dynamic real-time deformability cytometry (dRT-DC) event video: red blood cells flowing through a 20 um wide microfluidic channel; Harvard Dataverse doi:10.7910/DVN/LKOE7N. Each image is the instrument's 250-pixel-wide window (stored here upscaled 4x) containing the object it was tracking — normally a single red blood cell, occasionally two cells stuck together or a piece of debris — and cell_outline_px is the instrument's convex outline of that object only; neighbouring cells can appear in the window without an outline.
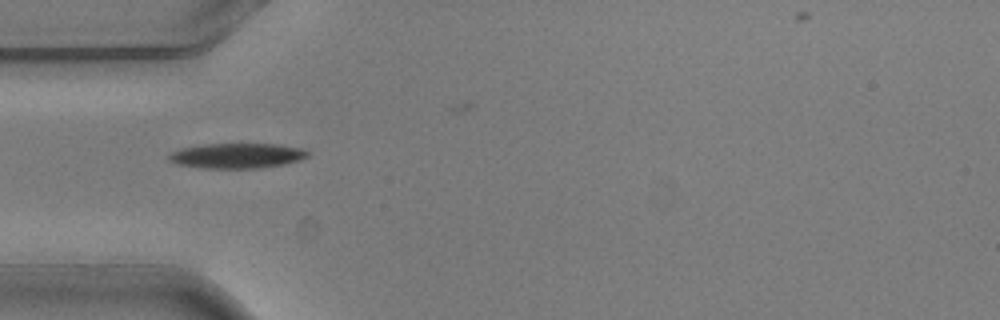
{"species": "common noctule bat (a hibernating species)", "species_latin": "Nyctalus noctula", "temperature_condition": "warm", "stored_images_in_passage": 5, "camera_frame_rate_fps": 3000, "um_per_image_px": 0.085, "animal": {"sex": "male", "body_mass_g": 20.5, "forearm_length_mm": 52.5}, "frame": {"image": 1, "passage_image": 3, "time_ms": 0.667, "image_size_px": [1000, 320], "cell_outline_px": [[308, 156], [300, 160], [284, 164], [260, 168], [200, 168], [176, 164], [168, 160], [168, 152], [180, 148], [204, 144], [280, 144], [304, 148], [308, 152]], "centroid_in_image_um": [20.11, 13.23], "position_along_channel_um": 64.9, "area_um2": 20.58}}
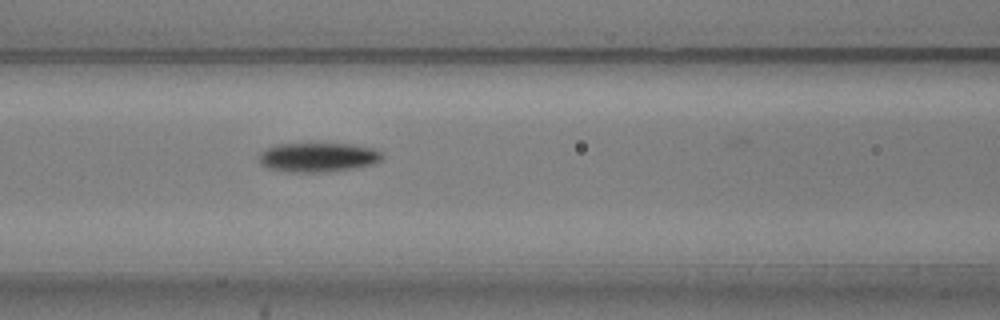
{"frame": {"image": 2, "passage_image": 5, "time_ms": 1.333, "image_size_px": [1000, 320], "cell_outline_px": [[384, 160], [372, 164], [352, 168], [320, 172], [288, 172], [268, 168], [260, 164], [260, 152], [276, 144], [348, 144], [372, 148], [380, 152], [384, 156]], "centroid_in_image_um": [27.03, 13.37], "position_along_channel_um": 139.6, "area_um2": 20.81}}